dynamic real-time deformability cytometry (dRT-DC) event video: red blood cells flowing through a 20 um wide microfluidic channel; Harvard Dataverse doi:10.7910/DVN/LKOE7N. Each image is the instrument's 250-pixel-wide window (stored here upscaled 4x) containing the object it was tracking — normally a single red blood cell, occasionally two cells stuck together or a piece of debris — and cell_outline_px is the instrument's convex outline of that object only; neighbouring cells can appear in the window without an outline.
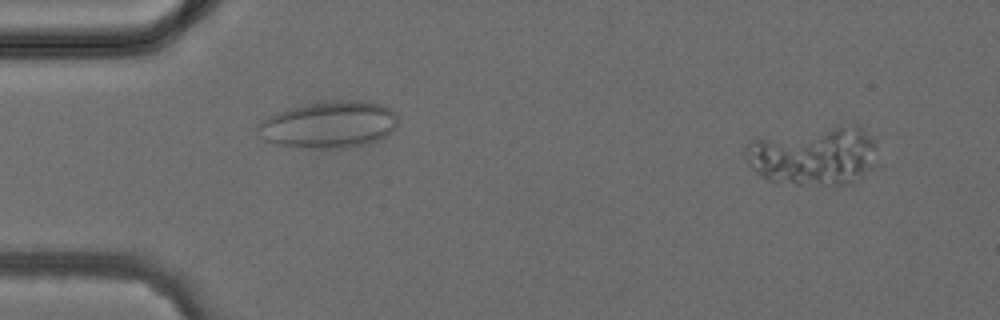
{"species": "common noctule bat (a hibernating species)", "species_latin": "Nyctalus noctula", "temperature_condition": "cold", "stored_images_in_passage": 2, "camera_frame_rate_fps": 3000, "um_per_image_px": 0.085, "animal": {"sex": "female", "body_mass_g": 24.6, "forearm_length_mm": 56.2}, "frame": {"image": 1, "passage_image": 2, "time_ms": 1.333, "image_size_px": [1000, 320], "cell_outline_px": [[876, 164], [872, 168], [860, 176], [844, 184], [832, 188], [796, 184], [768, 180], [756, 172], [748, 164], [744, 152], [744, 144], [752, 140], [856, 124], [860, 124], [876, 136]], "centroid_in_image_um": [69.24, 13.28], "position_along_channel_um": 15.8, "area_um2": 45.37}}